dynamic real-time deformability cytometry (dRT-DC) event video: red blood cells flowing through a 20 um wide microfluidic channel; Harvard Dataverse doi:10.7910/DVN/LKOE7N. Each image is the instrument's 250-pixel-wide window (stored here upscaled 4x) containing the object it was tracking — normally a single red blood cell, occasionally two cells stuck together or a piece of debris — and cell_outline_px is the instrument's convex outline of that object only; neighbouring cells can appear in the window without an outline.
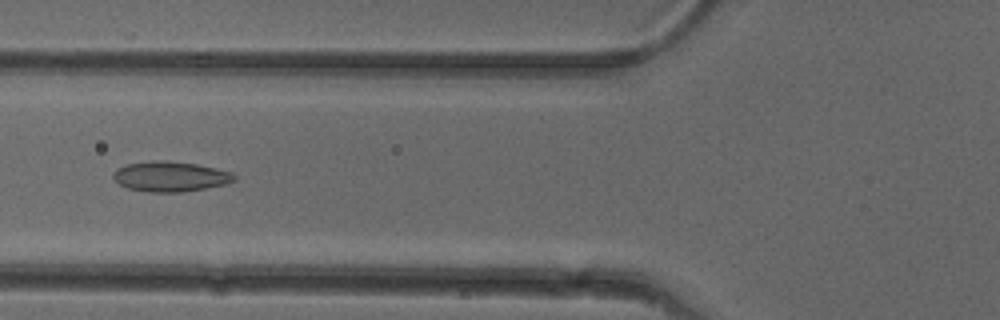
{"species": "common noctule bat (a hibernating species)", "species_latin": "Nyctalus noctula", "temperature_condition": "cold", "stored_images_in_passage": 52, "camera_frame_rate_fps": 3000, "um_per_image_px": 0.085, "animal": {"sex": "female"}, "frame": {"image": 1, "passage_image": 20, "time_ms": 6.333, "image_size_px": [1000, 320], "cell_outline_px": [[236, 180], [224, 184], [184, 192], [148, 192], [128, 188], [120, 184], [112, 176], [112, 172], [116, 168], [128, 164], [160, 160], [168, 160], [196, 164], [216, 168], [232, 172], [236, 176]], "centroid_in_image_um": [14.48, 15.0], "position_along_channel_um": 111.3, "area_um2": 21.21}}
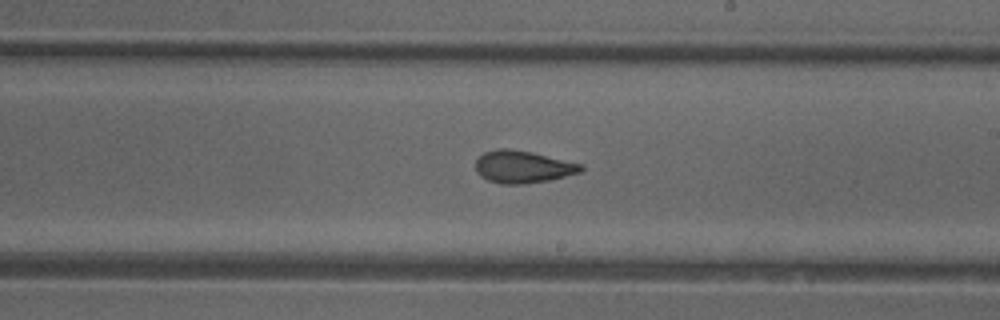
{"frame": {"image": 2, "passage_image": 30, "time_ms": 9.667, "image_size_px": [1000, 320], "cell_outline_px": [[584, 168], [580, 172], [548, 180], [524, 184], [504, 184], [488, 180], [480, 176], [476, 172], [476, 160], [484, 152], [496, 148], [508, 148], [532, 152], [584, 164]], "centroid_in_image_um": [44.43, 14.17], "position_along_channel_um": 244.6, "area_um2": 19.88}}
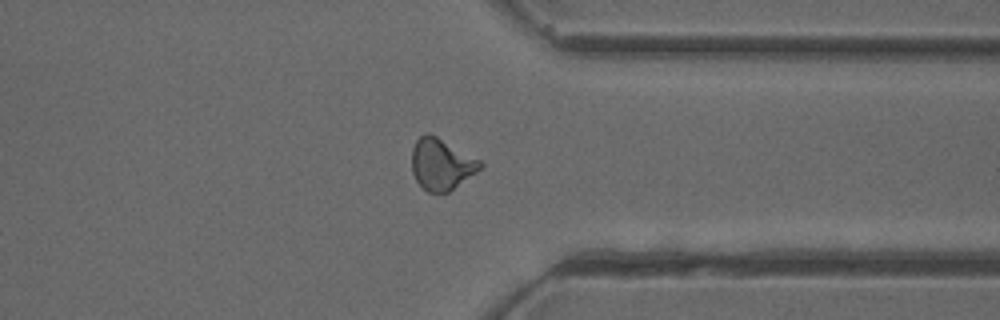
{"frame": {"image": 3, "passage_image": 40, "time_ms": 13.0, "image_size_px": [1000, 320], "cell_outline_px": [[484, 164], [476, 172], [448, 192], [428, 192], [416, 180], [412, 172], [412, 148], [416, 140], [424, 132], [428, 132], [436, 136], [480, 160]], "centroid_in_image_um": [37.49, 13.94], "position_along_channel_um": 373.9, "area_um2": 20.17}, "authors_computed_cell_mechanics": {"area_um2": 20.1722, "velocity_mm_per_s": 3.9755, "shape_relaxation_time_tau1_ms": null, "shape_relaxation_time_tau2_ms": 1.8633, "deformation_change_tau1": null, "deformation_change_tau2": 0.0693}}